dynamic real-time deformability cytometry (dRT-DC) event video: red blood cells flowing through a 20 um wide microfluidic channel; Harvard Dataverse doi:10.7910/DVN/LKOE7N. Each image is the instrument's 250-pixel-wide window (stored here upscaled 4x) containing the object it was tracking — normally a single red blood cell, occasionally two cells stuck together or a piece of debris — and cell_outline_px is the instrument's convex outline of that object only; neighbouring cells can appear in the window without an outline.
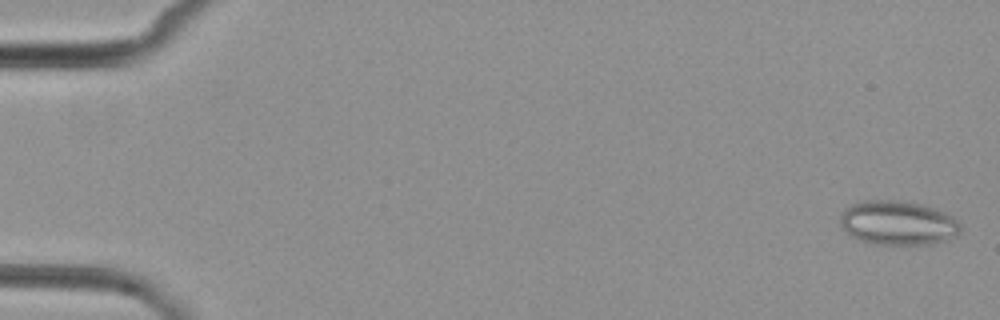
{"species": "common noctule bat (a hibernating species)", "species_latin": "Nyctalus noctula", "temperature_condition": "cold", "stored_images_in_passage": 6, "camera_frame_rate_fps": 3000, "um_per_image_px": 0.085, "animal": {"sex": "female", "body_mass_g": 29.2, "forearm_length_mm": 56.3}, "frame": {"image": 1, "passage_image": 1, "time_ms": 0.0, "image_size_px": [1000, 320], "cell_outline_px": [[960, 232], [956, 236], [948, 240], [932, 244], [876, 244], [860, 240], [852, 236], [840, 224], [840, 216], [852, 204], [864, 200], [896, 200], [920, 204], [936, 208], [952, 216], [960, 224]], "centroid_in_image_um": [76.36, 18.95], "position_along_channel_um": 8.6, "area_um2": 30.87}}